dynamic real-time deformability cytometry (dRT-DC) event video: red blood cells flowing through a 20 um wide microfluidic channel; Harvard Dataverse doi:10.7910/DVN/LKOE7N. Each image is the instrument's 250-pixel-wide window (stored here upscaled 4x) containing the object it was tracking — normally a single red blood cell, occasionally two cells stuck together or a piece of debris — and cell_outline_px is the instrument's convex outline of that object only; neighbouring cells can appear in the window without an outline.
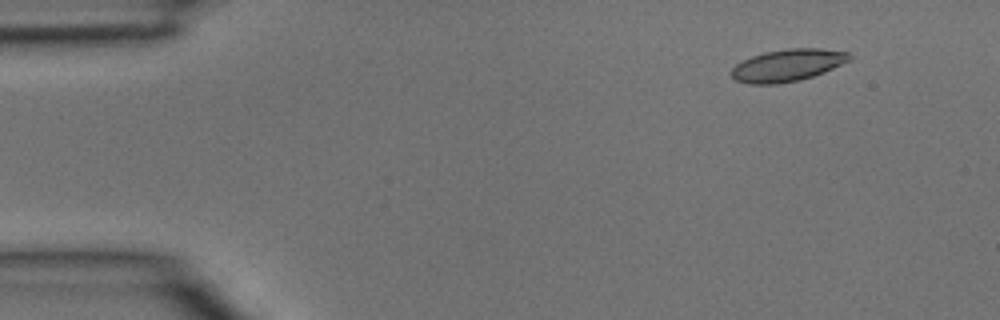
{"species": "common noctule bat (a hibernating species)", "species_latin": "Nyctalus noctula", "temperature_condition": "room temperature", "stored_images_in_passage": 3, "camera_frame_rate_fps": 3000, "um_per_image_px": 0.085, "animal": {"sex": "male", "body_mass_g": 15.6}, "frame": {"image": 1, "passage_image": 1, "time_ms": 0.0, "image_size_px": [1000, 320], "cell_outline_px": [[852, 60], [824, 72], [800, 80], [776, 84], [748, 84], [736, 80], [732, 76], [732, 68], [736, 64], [752, 56], [764, 52], [788, 48], [820, 48], [848, 52], [852, 56]], "centroid_in_image_um": [66.97, 5.54], "position_along_channel_um": 18.0, "area_um2": 22.14}}
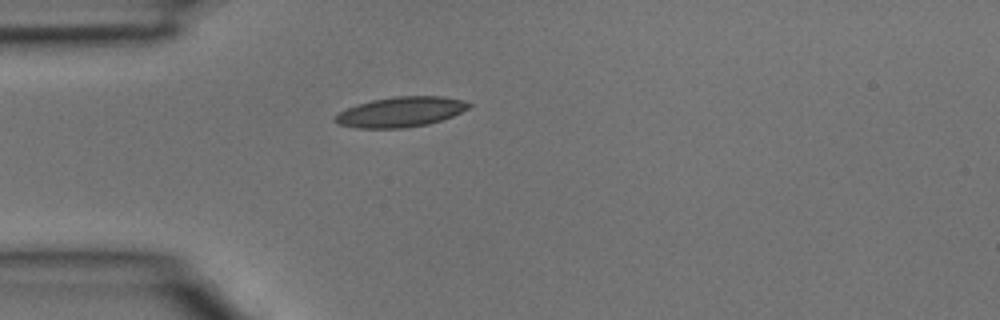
{"frame": {"image": 2, "passage_image": 3, "time_ms": 0.667, "image_size_px": [1000, 320], "cell_outline_px": [[472, 104], [468, 108], [452, 116], [428, 124], [404, 128], [356, 128], [336, 124], [332, 120], [340, 112], [348, 108], [372, 100], [396, 96], [440, 96], [464, 100]], "centroid_in_image_um": [34.05, 9.52], "position_along_channel_um": 51.0, "area_um2": 23.29}}